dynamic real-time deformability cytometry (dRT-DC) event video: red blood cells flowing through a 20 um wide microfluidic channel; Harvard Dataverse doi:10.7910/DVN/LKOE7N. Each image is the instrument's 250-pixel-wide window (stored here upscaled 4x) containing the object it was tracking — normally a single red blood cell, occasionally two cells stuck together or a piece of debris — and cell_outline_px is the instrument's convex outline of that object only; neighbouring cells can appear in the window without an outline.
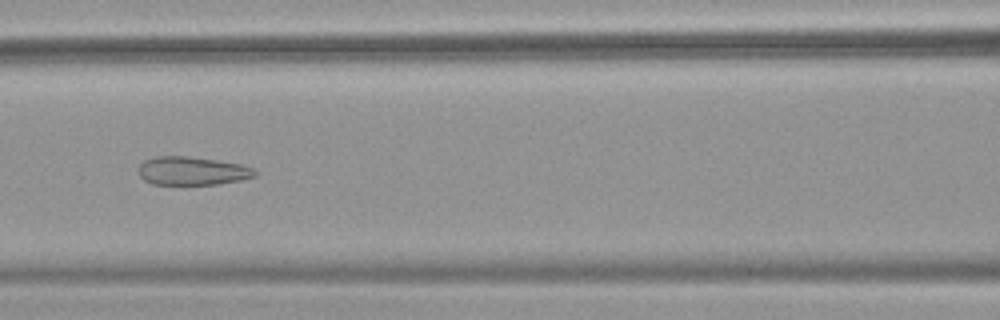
{"species": "common noctule bat (a hibernating species)", "species_latin": "Nyctalus noctula", "temperature_condition": "warm", "stored_images_in_passage": 53, "camera_frame_rate_fps": 3000, "um_per_image_px": 0.085, "animal": {"sex": "female", "body_mass_g": 18.4}, "frame": {"image": 1, "passage_image": 24, "time_ms": 7.667, "image_size_px": [1000, 320], "cell_outline_px": [[256, 176], [240, 180], [220, 184], [152, 184], [144, 180], [140, 176], [140, 164], [144, 160], [156, 156], [184, 156], [216, 160], [240, 164], [252, 168], [256, 172]], "centroid_in_image_um": [16.33, 14.53], "position_along_channel_um": 150.3, "area_um2": 19.07}}
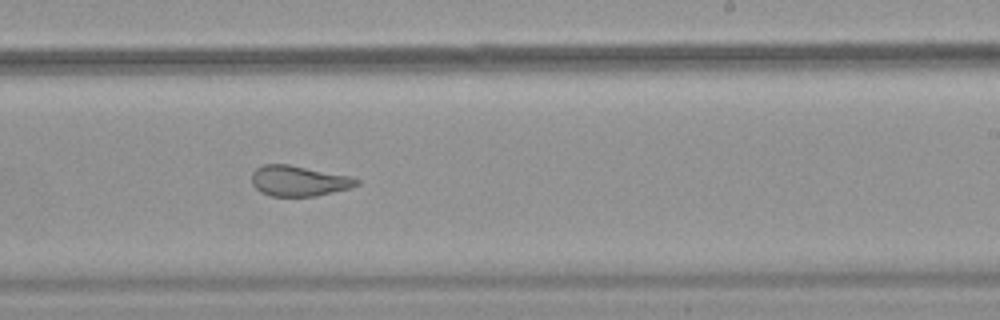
{"frame": {"image": 2, "passage_image": 33, "time_ms": 10.667, "image_size_px": [1000, 320], "cell_outline_px": [[360, 184], [348, 188], [316, 196], [272, 196], [260, 192], [252, 184], [252, 172], [256, 168], [264, 164], [288, 164], [352, 176], [360, 180]], "centroid_in_image_um": [25.4, 15.37], "position_along_channel_um": 263.6, "area_um2": 18.67}}
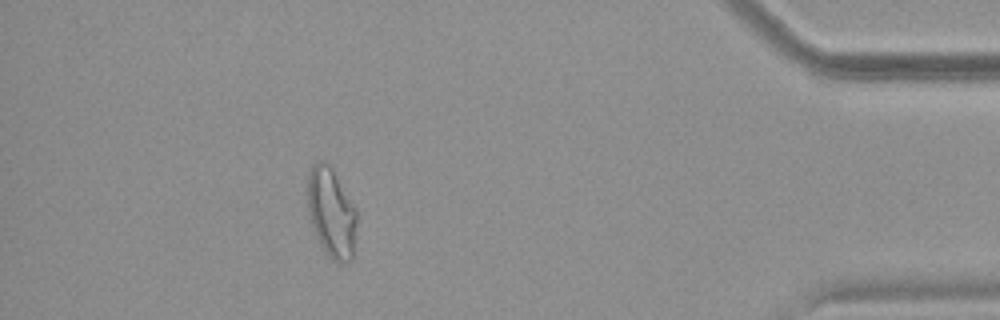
{"frame": {"image": 3, "passage_image": 48, "time_ms": 15.667, "image_size_px": [1000, 320], "cell_outline_px": [[356, 228], [352, 260], [348, 264], [336, 264], [328, 256], [320, 244], [316, 236], [308, 212], [308, 172], [312, 164], [316, 160], [324, 160], [332, 168], [356, 208]], "centroid_in_image_um": [28.17, 18.1], "position_along_channel_um": 407.0, "area_um2": 26.01}, "authors_computed_cell_mechanics": {"area_um2": 24.6228, "velocity_mm_per_s": 3.8001, "shape_relaxation_time_tau1_ms": null, "shape_relaxation_time_tau2_ms": 1.3773, "deformation_change_tau1": null, "deformation_change_tau2": 0.1047}}